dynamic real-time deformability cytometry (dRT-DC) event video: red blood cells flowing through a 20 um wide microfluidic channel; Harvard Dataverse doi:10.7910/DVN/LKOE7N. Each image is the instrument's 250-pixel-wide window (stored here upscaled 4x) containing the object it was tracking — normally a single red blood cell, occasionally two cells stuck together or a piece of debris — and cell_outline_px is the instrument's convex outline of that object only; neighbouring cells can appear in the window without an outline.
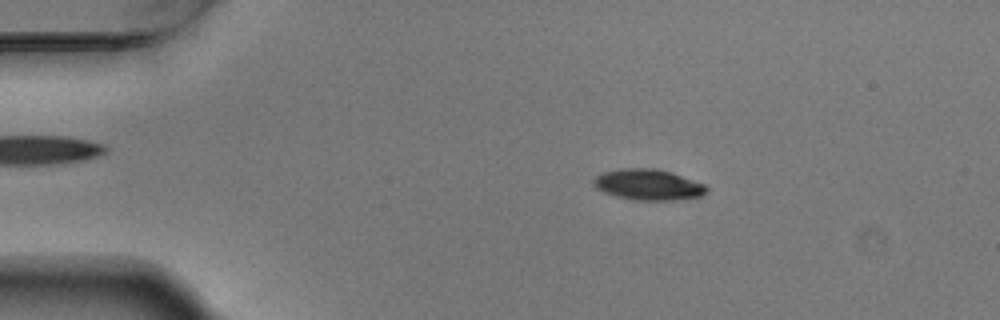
{"species": "Egyptian fruit bat (a non-hibernating species)", "species_latin": "Rousettus aegyptiacus", "temperature_condition": "warm", "stored_images_in_passage": 5, "camera_frame_rate_fps": 3000, "um_per_image_px": 0.085, "animal": {"sex": "male"}, "frame": {"image": 1, "passage_image": 2, "time_ms": 0.333, "image_size_px": [1000, 320], "cell_outline_px": [[708, 188], [700, 196], [672, 200], [636, 200], [616, 196], [604, 192], [596, 188], [592, 184], [592, 180], [596, 176], [604, 172], [620, 168], [656, 168], [672, 172], [704, 184]], "centroid_in_image_um": [55.06, 15.68], "position_along_channel_um": 29.9, "area_um2": 20.23}}
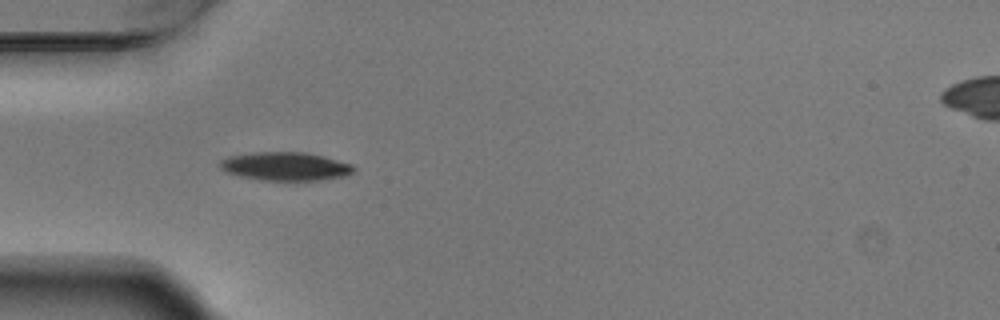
{"frame": {"image": 2, "passage_image": 4, "time_ms": 1.0, "image_size_px": [1000, 320], "cell_outline_px": [[356, 172], [344, 176], [320, 180], [260, 180], [240, 176], [228, 172], [220, 168], [220, 160], [228, 156], [252, 152], [304, 152], [324, 156], [352, 164], [356, 168]], "centroid_in_image_um": [24.28, 14.13], "position_along_channel_um": 60.7, "area_um2": 22.25}}
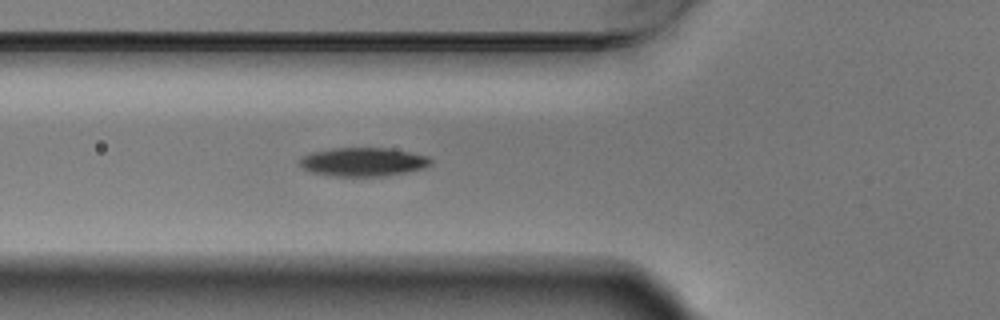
{"frame": {"image": 3, "passage_image": 5, "time_ms": 1.333, "image_size_px": [1000, 320], "cell_outline_px": [[432, 164], [424, 168], [404, 172], [380, 176], [336, 176], [312, 172], [304, 168], [300, 164], [300, 160], [304, 156], [312, 152], [332, 148], [392, 148], [428, 156], [432, 160]], "centroid_in_image_um": [30.9, 13.75], "position_along_channel_um": 94.9, "area_um2": 21.68}}